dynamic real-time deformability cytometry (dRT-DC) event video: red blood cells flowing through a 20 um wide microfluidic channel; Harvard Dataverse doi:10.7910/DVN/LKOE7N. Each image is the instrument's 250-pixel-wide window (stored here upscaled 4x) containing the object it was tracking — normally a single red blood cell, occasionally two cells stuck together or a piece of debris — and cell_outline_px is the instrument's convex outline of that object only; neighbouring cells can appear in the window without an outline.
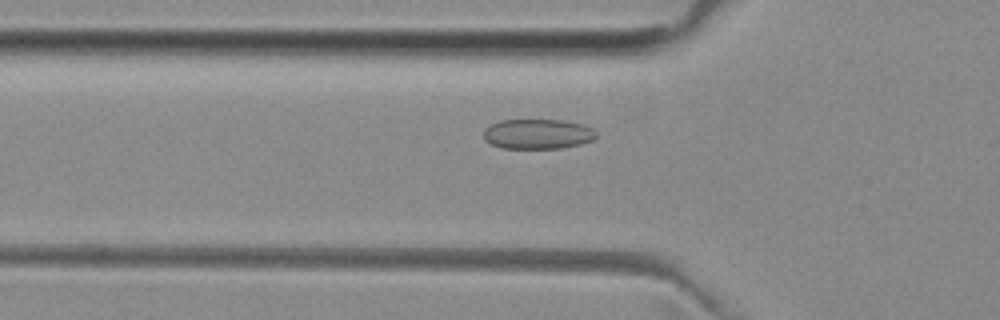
{"species": "common noctule bat (a hibernating species)", "species_latin": "Nyctalus noctula", "temperature_condition": "room temperature", "stored_images_in_passage": 54, "segment_of_instrument_passage": [1, 2], "camera_frame_rate_fps": 3000, "um_per_image_px": 0.085, "animal": {"sex": "female", "body_mass_g": 29.2, "forearm_length_mm": 56.3}, "frame": {"image": 1, "passage_image": 18, "time_ms": 5.667, "image_size_px": [1000, 320], "cell_outline_px": [[596, 136], [592, 140], [580, 144], [560, 148], [500, 148], [484, 140], [484, 128], [500, 120], [564, 120], [580, 124], [592, 128], [596, 132]], "centroid_in_image_um": [45.68, 11.39], "position_along_channel_um": 80.1, "area_um2": 19.59}}
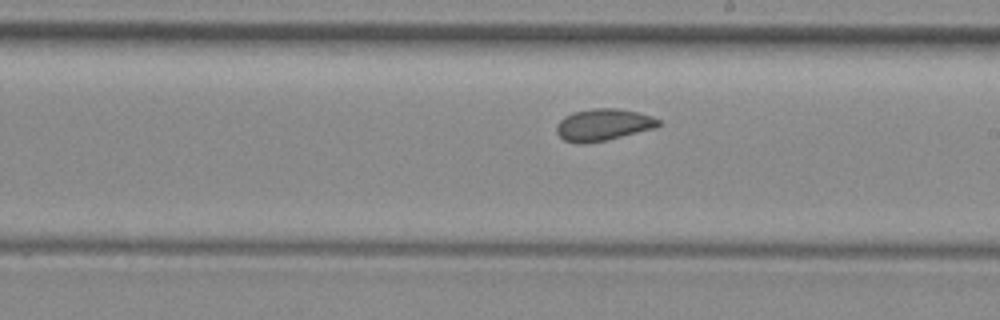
{"frame": {"image": 2, "passage_image": 30, "time_ms": 9.667, "image_size_px": [1000, 320], "cell_outline_px": [[664, 124], [656, 128], [608, 140], [584, 144], [576, 144], [564, 140], [556, 132], [556, 124], [564, 116], [572, 112], [592, 108], [620, 108], [640, 112], [652, 116], [660, 120]], "centroid_in_image_um": [51.3, 10.6], "position_along_channel_um": 237.7, "area_um2": 19.48}}
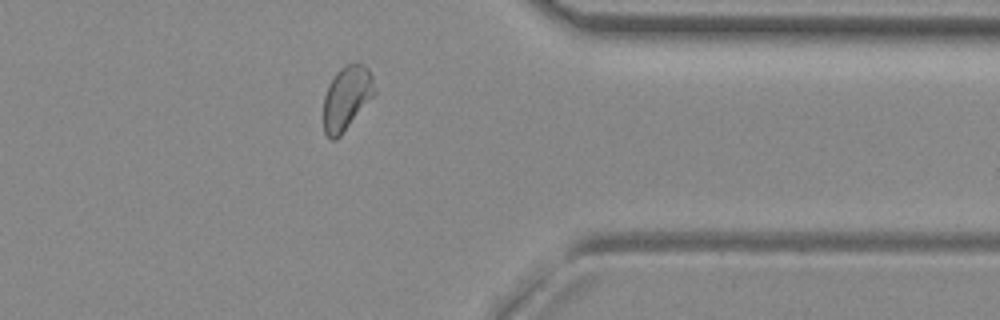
{"frame": {"image": 3, "passage_image": 42, "time_ms": 13.667, "image_size_px": [1000, 320], "cell_outline_px": [[376, 96], [340, 136], [336, 140], [332, 140], [324, 132], [324, 96], [328, 84], [336, 72], [344, 64], [364, 64], [368, 68], [372, 76], [376, 92]], "centroid_in_image_um": [29.49, 8.33], "position_along_channel_um": 381.9, "area_um2": 19.36}}